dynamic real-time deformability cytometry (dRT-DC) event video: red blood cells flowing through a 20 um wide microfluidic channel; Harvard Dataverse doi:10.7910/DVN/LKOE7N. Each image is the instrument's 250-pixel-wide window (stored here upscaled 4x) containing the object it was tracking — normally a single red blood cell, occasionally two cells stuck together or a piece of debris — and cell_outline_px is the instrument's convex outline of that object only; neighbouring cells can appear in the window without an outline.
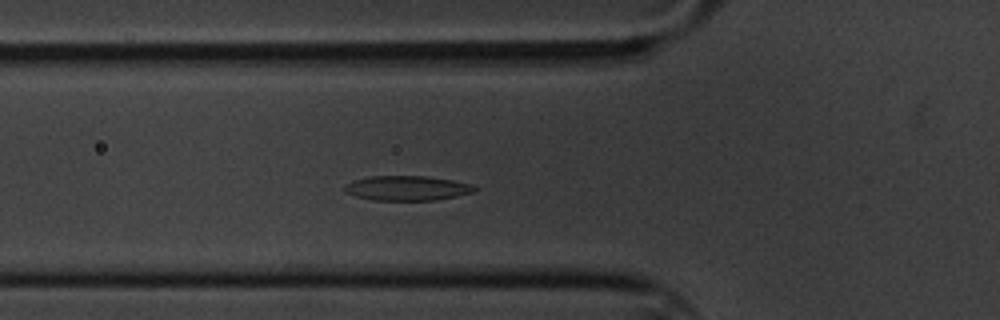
{"species": "common noctule bat (a hibernating species)", "species_latin": "Nyctalus noctula", "temperature_condition": "cold", "stored_images_in_passage": 49, "camera_frame_rate_fps": 3000, "um_per_image_px": 0.085, "animal": {"sex": "male", "body_mass_g": 20.1, "forearm_length_mm": 53.5}, "frame": {"image": 1, "passage_image": 10, "time_ms": 3.0, "image_size_px": [1000, 320], "cell_outline_px": [[476, 192], [436, 200], [372, 200], [356, 196], [344, 192], [344, 188], [352, 180], [368, 176], [424, 176], [452, 180], [472, 184], [476, 188]], "centroid_in_image_um": [34.6, 15.99], "position_along_channel_um": 91.2, "area_um2": 18.73}}
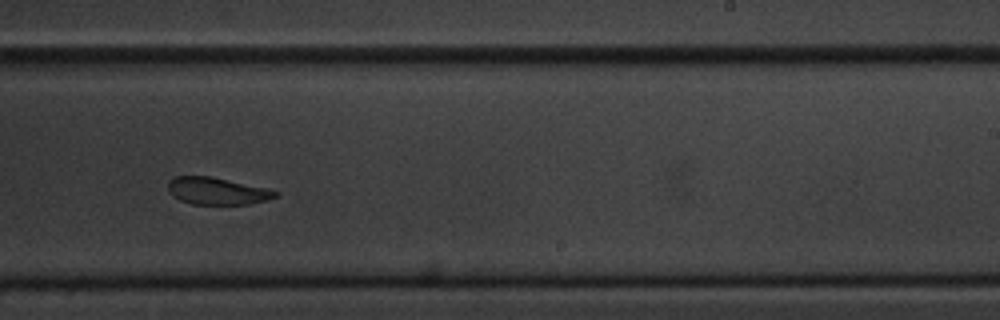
{"frame": {"image": 2, "passage_image": 26, "time_ms": 8.333, "image_size_px": [1000, 320], "cell_outline_px": [[280, 192], [276, 196], [268, 200], [248, 204], [192, 204], [180, 200], [172, 196], [168, 192], [168, 180], [176, 176], [212, 176], [264, 188]], "centroid_in_image_um": [18.4, 16.23], "position_along_channel_um": 270.6, "area_um2": 16.94}}
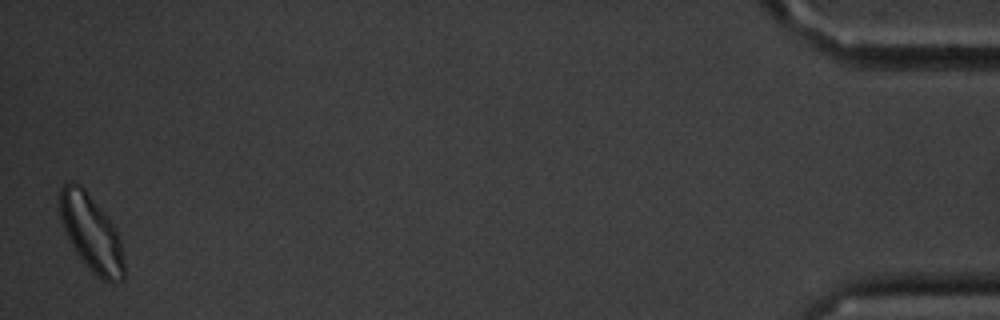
{"frame": {"image": 3, "passage_image": 48, "time_ms": 15.667, "image_size_px": [1000, 320], "cell_outline_px": [[124, 280], [104, 280], [96, 276], [76, 252], [64, 228], [60, 216], [60, 188], [64, 184], [72, 180], [80, 184], [88, 192], [104, 212], [116, 228], [120, 240], [124, 260]], "centroid_in_image_um": [7.77, 19.76], "position_along_channel_um": 427.4, "area_um2": 28.21}, "authors_computed_cell_mechanics": {"area_um2": 18.785, "velocity_mm_per_s": 3.358, "shape_relaxation_time_tau1_ms": 3.2605, "shape_relaxation_time_tau2_ms": 4.3962, "deformation_change_tau1": 0.0982, "deformation_change_tau2": 0.0995}}